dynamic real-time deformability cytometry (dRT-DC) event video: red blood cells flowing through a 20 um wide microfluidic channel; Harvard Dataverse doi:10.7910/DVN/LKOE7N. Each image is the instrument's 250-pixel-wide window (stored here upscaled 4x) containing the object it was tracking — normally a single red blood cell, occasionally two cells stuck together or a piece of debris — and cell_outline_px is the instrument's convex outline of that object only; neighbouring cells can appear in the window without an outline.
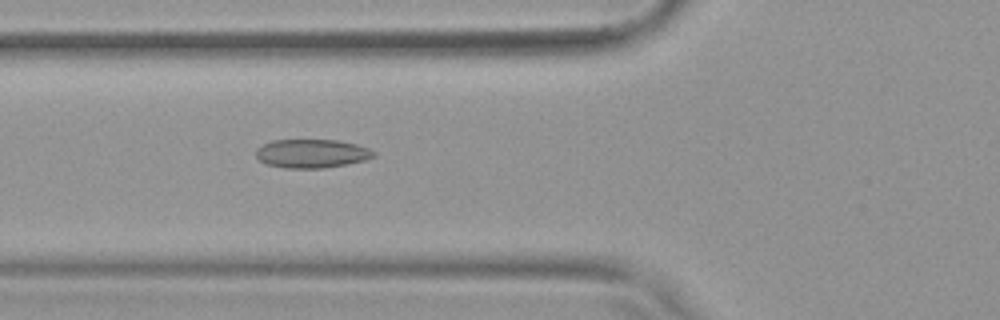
{"species": "common noctule bat (a hibernating species)", "species_latin": "Nyctalus noctula", "temperature_condition": "warm", "stored_images_in_passage": 53, "camera_frame_rate_fps": 3000, "um_per_image_px": 0.085, "animal": {"sex": "female", "body_mass_g": 19.9}, "frame": {"image": 1, "passage_image": 20, "time_ms": 6.333, "image_size_px": [1000, 320], "cell_outline_px": [[376, 156], [364, 160], [348, 164], [324, 168], [284, 168], [264, 164], [256, 156], [256, 148], [272, 140], [336, 140], [356, 144], [368, 148], [376, 152]], "centroid_in_image_um": [26.49, 13.06], "position_along_channel_um": 99.3, "area_um2": 19.77}}
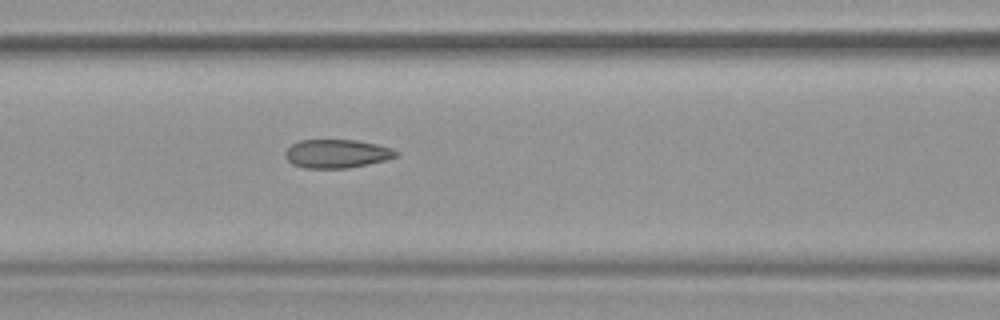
{"frame": {"image": 2, "passage_image": 23, "time_ms": 7.333, "image_size_px": [1000, 320], "cell_outline_px": [[400, 156], [388, 160], [348, 168], [304, 168], [292, 164], [284, 156], [284, 152], [292, 144], [300, 140], [356, 140], [376, 144], [392, 148], [400, 152]], "centroid_in_image_um": [28.67, 13.07], "position_along_channel_um": 137.9, "area_um2": 18.67}}
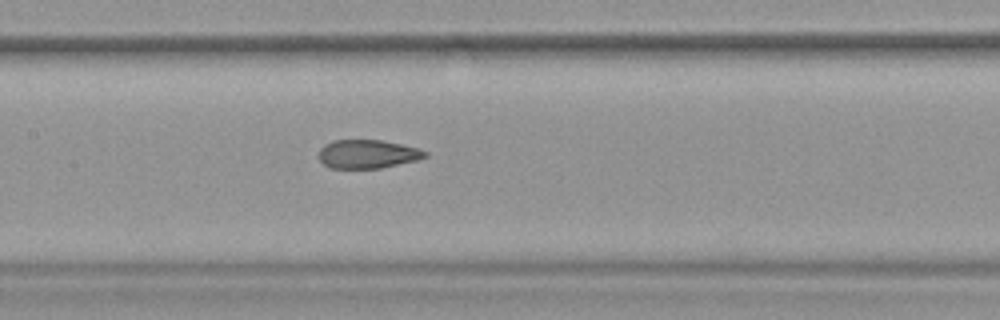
{"frame": {"image": 3, "passage_image": 26, "time_ms": 8.333, "image_size_px": [1000, 320], "cell_outline_px": [[428, 156], [416, 160], [380, 168], [328, 168], [320, 160], [320, 148], [324, 144], [332, 140], [380, 140], [420, 148], [428, 152]], "centroid_in_image_um": [31.24, 13.09], "position_along_channel_um": 176.2, "area_um2": 17.69}, "authors_computed_cell_mechanics": {"area_um2": 19.7098, "velocity_mm_per_s": 3.828, "shape_relaxation_time_tau1_ms": null, "shape_relaxation_time_tau2_ms": 1.0969, "deformation_change_tau1": null, "deformation_change_tau2": 0.0917}}